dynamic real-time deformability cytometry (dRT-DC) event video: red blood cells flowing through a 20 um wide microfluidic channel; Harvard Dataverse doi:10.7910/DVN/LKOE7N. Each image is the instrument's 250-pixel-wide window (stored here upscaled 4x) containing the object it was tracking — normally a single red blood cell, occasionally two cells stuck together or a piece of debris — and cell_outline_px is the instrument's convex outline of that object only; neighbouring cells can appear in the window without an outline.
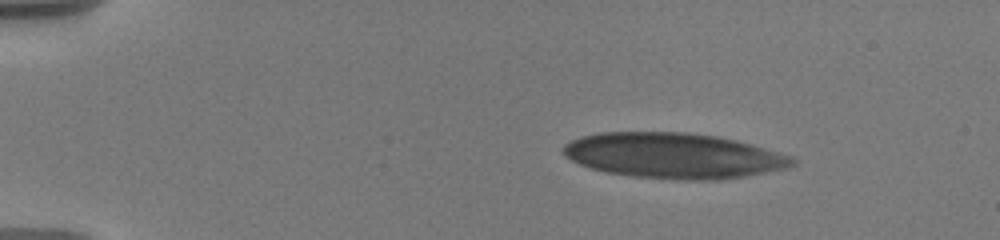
{"species": "human", "species_latin": "Homo sapiens", "temperature_condition": "warm", "stored_images_in_passage": 5, "camera_frame_rate_fps": 3000, "um_per_image_px": 0.085, "donor": {"sex": "male"}, "frame": {"image": 1, "passage_image": 1, "time_ms": 0.0, "image_size_px": [1000, 240], "cell_outline_px": [[796, 164], [788, 168], [744, 176], [720, 180], [676, 180], [632, 176], [604, 172], [580, 164], [564, 156], [564, 144], [580, 136], [600, 132], [688, 132], [720, 136], [752, 144], [780, 152], [792, 156], [796, 160]], "centroid_in_image_um": [57.29, 13.23], "position_along_channel_um": 27.7, "area_um2": 61.09}}
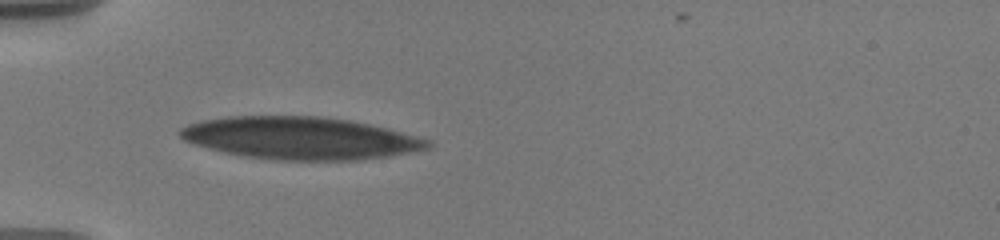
{"frame": {"image": 2, "passage_image": 4, "time_ms": 3.0, "image_size_px": [1000, 240], "cell_outline_px": [[432, 148], [388, 156], [356, 160], [276, 160], [248, 156], [224, 152], [192, 144], [184, 140], [180, 136], [180, 128], [188, 124], [200, 120], [228, 116], [324, 116], [352, 120], [388, 128], [432, 140]], "centroid_in_image_um": [25.55, 11.73], "position_along_channel_um": 59.4, "area_um2": 61.5}}